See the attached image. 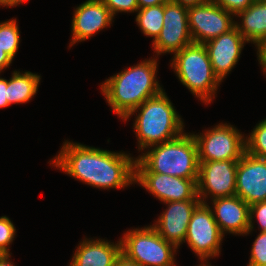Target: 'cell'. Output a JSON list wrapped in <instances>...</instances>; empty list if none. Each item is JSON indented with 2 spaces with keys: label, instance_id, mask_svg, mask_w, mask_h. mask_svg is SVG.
<instances>
[{
  "label": "cell",
  "instance_id": "1",
  "mask_svg": "<svg viewBox=\"0 0 266 266\" xmlns=\"http://www.w3.org/2000/svg\"><path fill=\"white\" fill-rule=\"evenodd\" d=\"M50 164L94 188L122 189L135 180L136 158L68 140Z\"/></svg>",
  "mask_w": 266,
  "mask_h": 266
},
{
  "label": "cell",
  "instance_id": "2",
  "mask_svg": "<svg viewBox=\"0 0 266 266\" xmlns=\"http://www.w3.org/2000/svg\"><path fill=\"white\" fill-rule=\"evenodd\" d=\"M157 57L141 61L110 76L101 84V91L112 111L122 120L146 99L163 91L156 79Z\"/></svg>",
  "mask_w": 266,
  "mask_h": 266
},
{
  "label": "cell",
  "instance_id": "3",
  "mask_svg": "<svg viewBox=\"0 0 266 266\" xmlns=\"http://www.w3.org/2000/svg\"><path fill=\"white\" fill-rule=\"evenodd\" d=\"M137 112L139 114L136 115L133 127L139 151L173 140L184 133V122L167 97L165 90L146 99L123 120L127 121Z\"/></svg>",
  "mask_w": 266,
  "mask_h": 266
},
{
  "label": "cell",
  "instance_id": "4",
  "mask_svg": "<svg viewBox=\"0 0 266 266\" xmlns=\"http://www.w3.org/2000/svg\"><path fill=\"white\" fill-rule=\"evenodd\" d=\"M135 161V171H151L184 179H198V146L193 134L149 147Z\"/></svg>",
  "mask_w": 266,
  "mask_h": 266
},
{
  "label": "cell",
  "instance_id": "5",
  "mask_svg": "<svg viewBox=\"0 0 266 266\" xmlns=\"http://www.w3.org/2000/svg\"><path fill=\"white\" fill-rule=\"evenodd\" d=\"M172 58L170 66L179 81L202 102L211 103L221 81L213 72L204 44L193 42L174 53Z\"/></svg>",
  "mask_w": 266,
  "mask_h": 266
},
{
  "label": "cell",
  "instance_id": "6",
  "mask_svg": "<svg viewBox=\"0 0 266 266\" xmlns=\"http://www.w3.org/2000/svg\"><path fill=\"white\" fill-rule=\"evenodd\" d=\"M121 237V253L140 266H176L175 245L164 240L150 225L129 229Z\"/></svg>",
  "mask_w": 266,
  "mask_h": 266
},
{
  "label": "cell",
  "instance_id": "7",
  "mask_svg": "<svg viewBox=\"0 0 266 266\" xmlns=\"http://www.w3.org/2000/svg\"><path fill=\"white\" fill-rule=\"evenodd\" d=\"M198 146L199 161L240 160L246 152L244 134L231 124L219 123L205 131L193 134Z\"/></svg>",
  "mask_w": 266,
  "mask_h": 266
},
{
  "label": "cell",
  "instance_id": "8",
  "mask_svg": "<svg viewBox=\"0 0 266 266\" xmlns=\"http://www.w3.org/2000/svg\"><path fill=\"white\" fill-rule=\"evenodd\" d=\"M223 237L211 206L200 202L191 215L184 243L187 242L201 261H208L220 255Z\"/></svg>",
  "mask_w": 266,
  "mask_h": 266
},
{
  "label": "cell",
  "instance_id": "9",
  "mask_svg": "<svg viewBox=\"0 0 266 266\" xmlns=\"http://www.w3.org/2000/svg\"><path fill=\"white\" fill-rule=\"evenodd\" d=\"M199 162L197 193L202 203L208 196L213 200L236 195L238 160Z\"/></svg>",
  "mask_w": 266,
  "mask_h": 266
},
{
  "label": "cell",
  "instance_id": "10",
  "mask_svg": "<svg viewBox=\"0 0 266 266\" xmlns=\"http://www.w3.org/2000/svg\"><path fill=\"white\" fill-rule=\"evenodd\" d=\"M234 15L212 0L188 8V26L194 43L218 37L235 27Z\"/></svg>",
  "mask_w": 266,
  "mask_h": 266
},
{
  "label": "cell",
  "instance_id": "11",
  "mask_svg": "<svg viewBox=\"0 0 266 266\" xmlns=\"http://www.w3.org/2000/svg\"><path fill=\"white\" fill-rule=\"evenodd\" d=\"M193 43L188 26V8L172 0L164 4L163 27L157 39L152 43L154 52L176 53Z\"/></svg>",
  "mask_w": 266,
  "mask_h": 266
},
{
  "label": "cell",
  "instance_id": "12",
  "mask_svg": "<svg viewBox=\"0 0 266 266\" xmlns=\"http://www.w3.org/2000/svg\"><path fill=\"white\" fill-rule=\"evenodd\" d=\"M198 179H184L151 171H135L134 183L144 187L161 202L200 199Z\"/></svg>",
  "mask_w": 266,
  "mask_h": 266
},
{
  "label": "cell",
  "instance_id": "13",
  "mask_svg": "<svg viewBox=\"0 0 266 266\" xmlns=\"http://www.w3.org/2000/svg\"><path fill=\"white\" fill-rule=\"evenodd\" d=\"M236 195L249 206L266 201V160L247 152L238 160Z\"/></svg>",
  "mask_w": 266,
  "mask_h": 266
},
{
  "label": "cell",
  "instance_id": "14",
  "mask_svg": "<svg viewBox=\"0 0 266 266\" xmlns=\"http://www.w3.org/2000/svg\"><path fill=\"white\" fill-rule=\"evenodd\" d=\"M245 43L248 42L236 26L204 43L213 72L221 82L237 64Z\"/></svg>",
  "mask_w": 266,
  "mask_h": 266
},
{
  "label": "cell",
  "instance_id": "15",
  "mask_svg": "<svg viewBox=\"0 0 266 266\" xmlns=\"http://www.w3.org/2000/svg\"><path fill=\"white\" fill-rule=\"evenodd\" d=\"M200 202V199L164 202L167 209L151 226L164 240L179 248L185 241L191 215Z\"/></svg>",
  "mask_w": 266,
  "mask_h": 266
},
{
  "label": "cell",
  "instance_id": "16",
  "mask_svg": "<svg viewBox=\"0 0 266 266\" xmlns=\"http://www.w3.org/2000/svg\"><path fill=\"white\" fill-rule=\"evenodd\" d=\"M74 9L69 47L91 38L95 33L110 26L114 19L101 0H87Z\"/></svg>",
  "mask_w": 266,
  "mask_h": 266
},
{
  "label": "cell",
  "instance_id": "17",
  "mask_svg": "<svg viewBox=\"0 0 266 266\" xmlns=\"http://www.w3.org/2000/svg\"><path fill=\"white\" fill-rule=\"evenodd\" d=\"M211 201V211L224 236L225 233L246 235L250 224V206L246 202L237 195L219 197Z\"/></svg>",
  "mask_w": 266,
  "mask_h": 266
},
{
  "label": "cell",
  "instance_id": "18",
  "mask_svg": "<svg viewBox=\"0 0 266 266\" xmlns=\"http://www.w3.org/2000/svg\"><path fill=\"white\" fill-rule=\"evenodd\" d=\"M121 254V240L116 244L105 239L84 238L68 266H113Z\"/></svg>",
  "mask_w": 266,
  "mask_h": 266
},
{
  "label": "cell",
  "instance_id": "19",
  "mask_svg": "<svg viewBox=\"0 0 266 266\" xmlns=\"http://www.w3.org/2000/svg\"><path fill=\"white\" fill-rule=\"evenodd\" d=\"M237 16L242 21L235 26L248 43L257 46L266 39V2H253Z\"/></svg>",
  "mask_w": 266,
  "mask_h": 266
},
{
  "label": "cell",
  "instance_id": "20",
  "mask_svg": "<svg viewBox=\"0 0 266 266\" xmlns=\"http://www.w3.org/2000/svg\"><path fill=\"white\" fill-rule=\"evenodd\" d=\"M41 76L26 71H13L12 77L7 80V101L9 105L23 104L32 100L38 91Z\"/></svg>",
  "mask_w": 266,
  "mask_h": 266
},
{
  "label": "cell",
  "instance_id": "21",
  "mask_svg": "<svg viewBox=\"0 0 266 266\" xmlns=\"http://www.w3.org/2000/svg\"><path fill=\"white\" fill-rule=\"evenodd\" d=\"M164 4L137 10L136 23L144 35L153 37L154 42L163 27Z\"/></svg>",
  "mask_w": 266,
  "mask_h": 266
},
{
  "label": "cell",
  "instance_id": "22",
  "mask_svg": "<svg viewBox=\"0 0 266 266\" xmlns=\"http://www.w3.org/2000/svg\"><path fill=\"white\" fill-rule=\"evenodd\" d=\"M20 30L15 19L0 23V47L13 59L19 49Z\"/></svg>",
  "mask_w": 266,
  "mask_h": 266
},
{
  "label": "cell",
  "instance_id": "23",
  "mask_svg": "<svg viewBox=\"0 0 266 266\" xmlns=\"http://www.w3.org/2000/svg\"><path fill=\"white\" fill-rule=\"evenodd\" d=\"M246 152L266 160V118L256 124L253 131L245 137Z\"/></svg>",
  "mask_w": 266,
  "mask_h": 266
},
{
  "label": "cell",
  "instance_id": "24",
  "mask_svg": "<svg viewBox=\"0 0 266 266\" xmlns=\"http://www.w3.org/2000/svg\"><path fill=\"white\" fill-rule=\"evenodd\" d=\"M16 235V228L10 218L0 217V255H11L9 245Z\"/></svg>",
  "mask_w": 266,
  "mask_h": 266
},
{
  "label": "cell",
  "instance_id": "25",
  "mask_svg": "<svg viewBox=\"0 0 266 266\" xmlns=\"http://www.w3.org/2000/svg\"><path fill=\"white\" fill-rule=\"evenodd\" d=\"M248 266H266V232H260L252 244Z\"/></svg>",
  "mask_w": 266,
  "mask_h": 266
},
{
  "label": "cell",
  "instance_id": "26",
  "mask_svg": "<svg viewBox=\"0 0 266 266\" xmlns=\"http://www.w3.org/2000/svg\"><path fill=\"white\" fill-rule=\"evenodd\" d=\"M249 218V231L246 233V235L251 233V231L254 229L255 219L257 220V222H259L258 224L260 225V232H266V201L250 205Z\"/></svg>",
  "mask_w": 266,
  "mask_h": 266
},
{
  "label": "cell",
  "instance_id": "27",
  "mask_svg": "<svg viewBox=\"0 0 266 266\" xmlns=\"http://www.w3.org/2000/svg\"><path fill=\"white\" fill-rule=\"evenodd\" d=\"M104 5L110 10L113 17L118 12H137L138 3L137 0H101Z\"/></svg>",
  "mask_w": 266,
  "mask_h": 266
},
{
  "label": "cell",
  "instance_id": "28",
  "mask_svg": "<svg viewBox=\"0 0 266 266\" xmlns=\"http://www.w3.org/2000/svg\"><path fill=\"white\" fill-rule=\"evenodd\" d=\"M218 6L222 7L223 9L227 10L235 17L237 15L247 9L252 3L253 0H212Z\"/></svg>",
  "mask_w": 266,
  "mask_h": 266
},
{
  "label": "cell",
  "instance_id": "29",
  "mask_svg": "<svg viewBox=\"0 0 266 266\" xmlns=\"http://www.w3.org/2000/svg\"><path fill=\"white\" fill-rule=\"evenodd\" d=\"M256 47L259 64L266 76V39L261 41Z\"/></svg>",
  "mask_w": 266,
  "mask_h": 266
},
{
  "label": "cell",
  "instance_id": "30",
  "mask_svg": "<svg viewBox=\"0 0 266 266\" xmlns=\"http://www.w3.org/2000/svg\"><path fill=\"white\" fill-rule=\"evenodd\" d=\"M7 79L0 77V108L8 107Z\"/></svg>",
  "mask_w": 266,
  "mask_h": 266
},
{
  "label": "cell",
  "instance_id": "31",
  "mask_svg": "<svg viewBox=\"0 0 266 266\" xmlns=\"http://www.w3.org/2000/svg\"><path fill=\"white\" fill-rule=\"evenodd\" d=\"M13 58L0 47V73L10 66Z\"/></svg>",
  "mask_w": 266,
  "mask_h": 266
},
{
  "label": "cell",
  "instance_id": "32",
  "mask_svg": "<svg viewBox=\"0 0 266 266\" xmlns=\"http://www.w3.org/2000/svg\"><path fill=\"white\" fill-rule=\"evenodd\" d=\"M113 266H140L138 263L128 259L122 253L117 257Z\"/></svg>",
  "mask_w": 266,
  "mask_h": 266
},
{
  "label": "cell",
  "instance_id": "33",
  "mask_svg": "<svg viewBox=\"0 0 266 266\" xmlns=\"http://www.w3.org/2000/svg\"><path fill=\"white\" fill-rule=\"evenodd\" d=\"M167 1L168 0H137V3H138V8L142 9L145 7L165 4Z\"/></svg>",
  "mask_w": 266,
  "mask_h": 266
},
{
  "label": "cell",
  "instance_id": "34",
  "mask_svg": "<svg viewBox=\"0 0 266 266\" xmlns=\"http://www.w3.org/2000/svg\"><path fill=\"white\" fill-rule=\"evenodd\" d=\"M172 1L178 4H181L184 7L189 8L195 5H201V4L207 3L211 0H172Z\"/></svg>",
  "mask_w": 266,
  "mask_h": 266
},
{
  "label": "cell",
  "instance_id": "35",
  "mask_svg": "<svg viewBox=\"0 0 266 266\" xmlns=\"http://www.w3.org/2000/svg\"><path fill=\"white\" fill-rule=\"evenodd\" d=\"M28 0H0V6L14 7L26 2Z\"/></svg>",
  "mask_w": 266,
  "mask_h": 266
},
{
  "label": "cell",
  "instance_id": "36",
  "mask_svg": "<svg viewBox=\"0 0 266 266\" xmlns=\"http://www.w3.org/2000/svg\"><path fill=\"white\" fill-rule=\"evenodd\" d=\"M11 255H0V266H16L10 260Z\"/></svg>",
  "mask_w": 266,
  "mask_h": 266
},
{
  "label": "cell",
  "instance_id": "37",
  "mask_svg": "<svg viewBox=\"0 0 266 266\" xmlns=\"http://www.w3.org/2000/svg\"><path fill=\"white\" fill-rule=\"evenodd\" d=\"M203 263L199 264V266H211L210 264L208 265L206 262L207 260H202Z\"/></svg>",
  "mask_w": 266,
  "mask_h": 266
},
{
  "label": "cell",
  "instance_id": "38",
  "mask_svg": "<svg viewBox=\"0 0 266 266\" xmlns=\"http://www.w3.org/2000/svg\"><path fill=\"white\" fill-rule=\"evenodd\" d=\"M253 2H266V0H253Z\"/></svg>",
  "mask_w": 266,
  "mask_h": 266
}]
</instances>
